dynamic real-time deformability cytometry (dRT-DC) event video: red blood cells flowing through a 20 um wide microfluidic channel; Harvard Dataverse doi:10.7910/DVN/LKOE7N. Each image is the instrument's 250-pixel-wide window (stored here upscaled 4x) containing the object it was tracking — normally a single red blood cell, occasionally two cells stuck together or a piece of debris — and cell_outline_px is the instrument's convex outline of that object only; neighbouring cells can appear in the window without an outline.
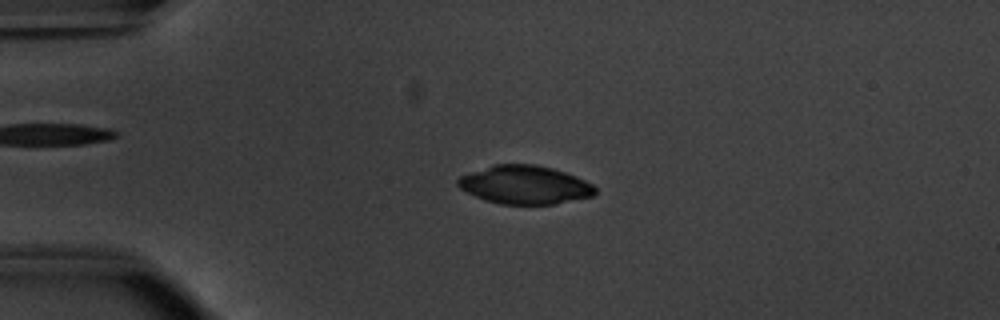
{"species": "common noctule bat (a hibernating species)", "species_latin": "Nyctalus noctula", "temperature_condition": "warm", "stored_images_in_passage": 52, "camera_frame_rate_fps": 3000, "um_per_image_px": 0.085, "animal": {"sex": "male", "body_mass_g": 20.1, "forearm_length_mm": 53.5}, "frame": {"image": 1, "passage_image": 12, "time_ms": 3.667, "image_size_px": [1000, 320], "cell_outline_px": [[596, 192], [592, 196], [556, 204], [500, 204], [484, 200], [460, 188], [456, 184], [456, 180], [460, 176], [492, 164], [536, 164], [552, 168], [576, 176], [592, 184], [596, 188]], "centroid_in_image_um": [44.59, 15.71], "position_along_channel_um": 40.4, "area_um2": 30.75}}
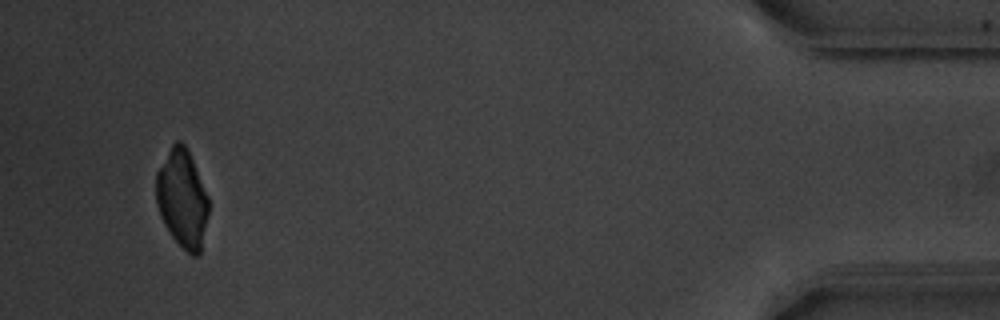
{"frame": {"image": 2, "passage_image": 50, "time_ms": 16.333, "image_size_px": [1000, 320], "cell_outline_px": [[208, 216], [200, 252], [196, 256], [192, 256], [172, 236], [164, 224], [160, 216], [156, 204], [156, 172], [172, 144], [176, 140], [180, 140], [188, 148], [208, 196]], "centroid_in_image_um": [15.48, 16.85], "position_along_channel_um": 419.7, "area_um2": 29.94}}